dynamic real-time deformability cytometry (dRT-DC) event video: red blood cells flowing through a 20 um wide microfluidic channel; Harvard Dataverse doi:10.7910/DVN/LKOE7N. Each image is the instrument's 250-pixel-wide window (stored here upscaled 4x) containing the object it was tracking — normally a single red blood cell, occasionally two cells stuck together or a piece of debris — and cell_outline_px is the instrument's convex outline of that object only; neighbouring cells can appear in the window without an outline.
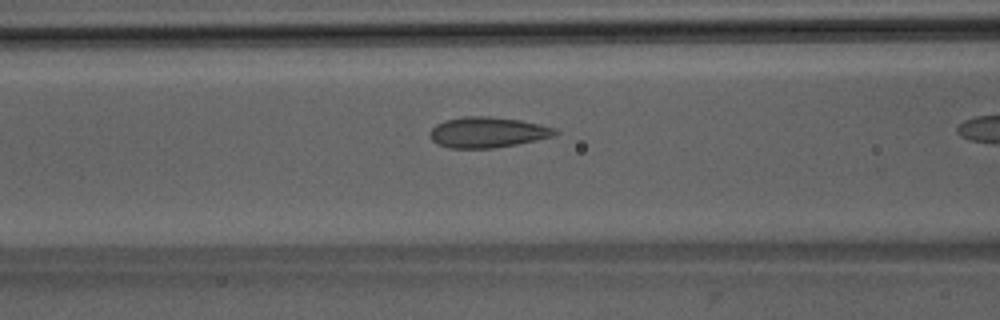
{"species": "Egyptian fruit bat (a non-hibernating species)", "species_latin": "Rousettus aegyptiacus", "temperature_condition": "room temperature", "stored_images_in_passage": 16, "camera_frame_rate_fps": 3000, "um_per_image_px": 0.085, "animal": {"sex": "male"}, "frame": {"image": 1, "passage_image": 12, "time_ms": 3.667, "image_size_px": [1000, 320], "cell_outline_px": [[560, 132], [556, 136], [516, 144], [492, 148], [448, 148], [432, 140], [428, 136], [428, 132], [436, 124], [448, 120], [464, 116], [488, 116], [520, 120], [540, 124], [556, 128]], "centroid_in_image_um": [41.46, 11.24], "position_along_channel_um": 125.1, "area_um2": 22.37}}